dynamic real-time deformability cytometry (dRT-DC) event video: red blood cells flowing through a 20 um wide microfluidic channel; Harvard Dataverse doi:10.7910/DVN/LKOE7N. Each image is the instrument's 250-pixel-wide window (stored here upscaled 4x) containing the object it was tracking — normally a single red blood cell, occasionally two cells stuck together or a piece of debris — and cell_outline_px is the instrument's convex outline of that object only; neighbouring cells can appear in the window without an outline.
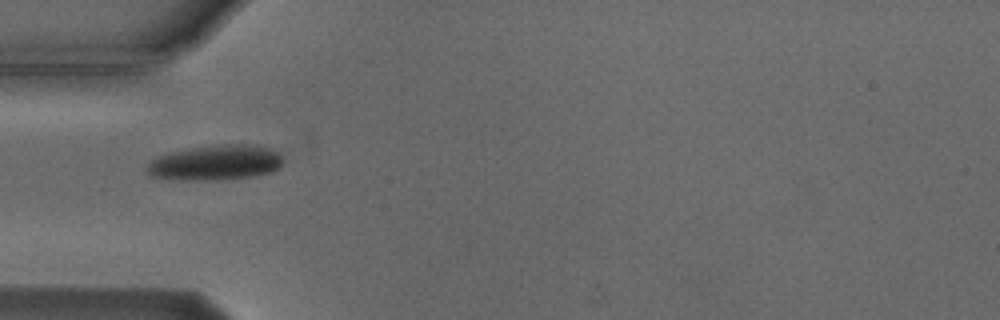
{"species": "Egyptian fruit bat (a non-hibernating species)", "species_latin": "Rousettus aegyptiacus", "temperature_condition": "cold", "stored_images_in_passage": 5, "camera_frame_rate_fps": 3000, "um_per_image_px": 0.085, "animal": {"sex": "male"}, "frame": {"image": 1, "passage_image": 2, "time_ms": 1.333, "image_size_px": [1000, 320], "cell_outline_px": [[280, 164], [272, 172], [252, 176], [196, 180], [184, 180], [152, 176], [148, 172], [148, 164], [152, 160], [168, 152], [216, 144], [260, 144], [272, 148], [280, 152]], "centroid_in_image_um": [18.35, 13.79], "position_along_channel_um": 66.6, "area_um2": 27.51}}
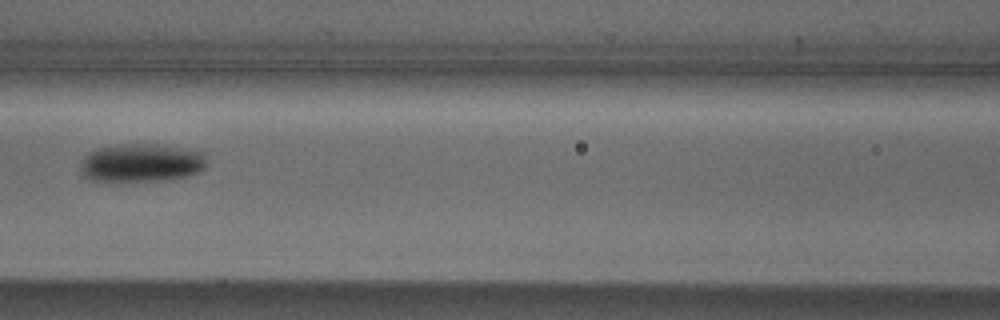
{"frame": {"image": 2, "passage_image": 4, "time_ms": 3.667, "image_size_px": [1000, 320], "cell_outline_px": [[208, 164], [200, 172], [188, 176], [168, 180], [116, 184], [88, 180], [84, 176], [80, 168], [80, 164], [84, 156], [88, 152], [96, 148], [112, 144], [160, 144], [188, 148], [200, 152], [204, 156]], "centroid_in_image_um": [11.96, 13.88], "position_along_channel_um": 154.6, "area_um2": 29.65}}
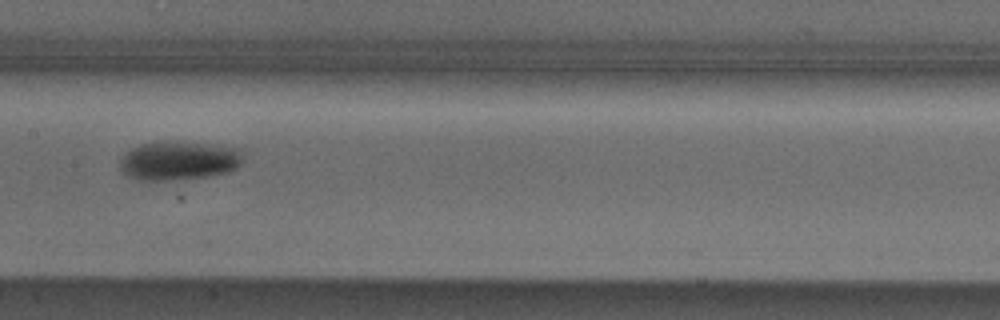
{"frame": {"image": 3, "passage_image": 5, "time_ms": 4.667, "image_size_px": [1000, 320], "cell_outline_px": [[244, 160], [236, 168], [228, 172], [208, 176], [172, 180], [140, 180], [128, 176], [120, 168], [120, 160], [132, 148], [140, 144], [164, 140], [240, 148]], "centroid_in_image_um": [15.21, 13.65], "position_along_channel_um": 192.2, "area_um2": 27.8}}